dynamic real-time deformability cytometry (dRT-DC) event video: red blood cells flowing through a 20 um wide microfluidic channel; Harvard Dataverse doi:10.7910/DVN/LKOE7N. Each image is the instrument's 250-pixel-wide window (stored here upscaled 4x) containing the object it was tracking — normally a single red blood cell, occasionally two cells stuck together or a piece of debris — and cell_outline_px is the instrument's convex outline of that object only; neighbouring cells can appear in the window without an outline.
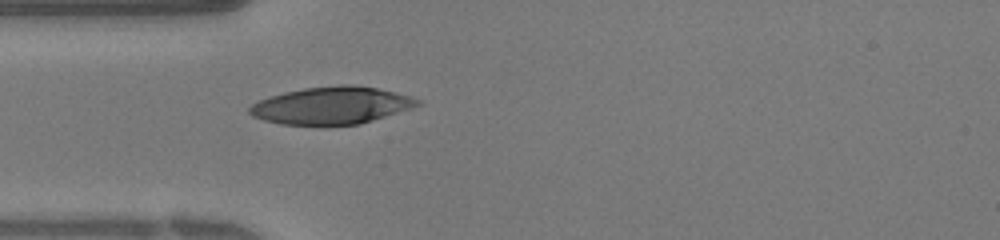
{"species": "human", "species_latin": "Homo sapiens", "temperature_condition": "warm", "stored_images_in_passage": 29, "camera_frame_rate_fps": 3000, "um_per_image_px": 0.085, "donor": {"sex": "female"}, "frame": {"image": 1, "passage_image": 1, "time_ms": 0.0, "image_size_px": [1000, 240], "cell_outline_px": [[424, 100], [420, 104], [412, 108], [360, 124], [280, 124], [264, 120], [252, 116], [248, 112], [248, 108], [252, 104], [260, 100], [284, 92], [304, 88], [340, 84], [352, 84], [376, 88], [396, 92], [412, 96]], "centroid_in_image_um": [28.22, 8.95], "position_along_channel_um": 56.8, "area_um2": 36.41}}
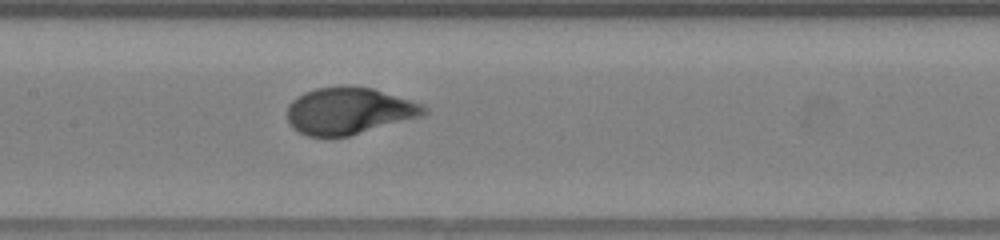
{"frame": {"image": 2, "passage_image": 8, "time_ms": 2.333, "image_size_px": [1000, 240], "cell_outline_px": [[428, 112], [424, 116], [348, 136], [308, 136], [292, 128], [288, 120], [288, 104], [296, 96], [304, 92], [316, 88], [372, 88], [424, 104], [428, 108]], "centroid_in_image_um": [29.69, 9.45], "position_along_channel_um": 177.7, "area_um2": 36.88}}
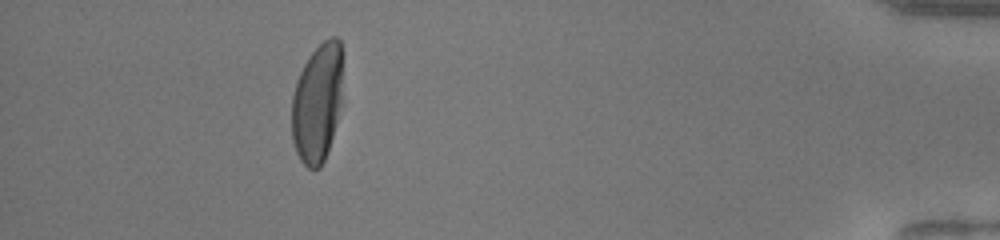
{"frame": {"image": 3, "passage_image": 25, "time_ms": 8.0, "image_size_px": [1000, 240], "cell_outline_px": [[340, 104], [332, 136], [324, 160], [320, 168], [308, 168], [300, 160], [296, 152], [292, 140], [292, 96], [296, 80], [304, 64], [312, 52], [324, 40], [332, 36], [336, 36], [340, 40]], "centroid_in_image_um": [26.92, 8.76], "position_along_channel_um": 408.3, "area_um2": 34.62}}